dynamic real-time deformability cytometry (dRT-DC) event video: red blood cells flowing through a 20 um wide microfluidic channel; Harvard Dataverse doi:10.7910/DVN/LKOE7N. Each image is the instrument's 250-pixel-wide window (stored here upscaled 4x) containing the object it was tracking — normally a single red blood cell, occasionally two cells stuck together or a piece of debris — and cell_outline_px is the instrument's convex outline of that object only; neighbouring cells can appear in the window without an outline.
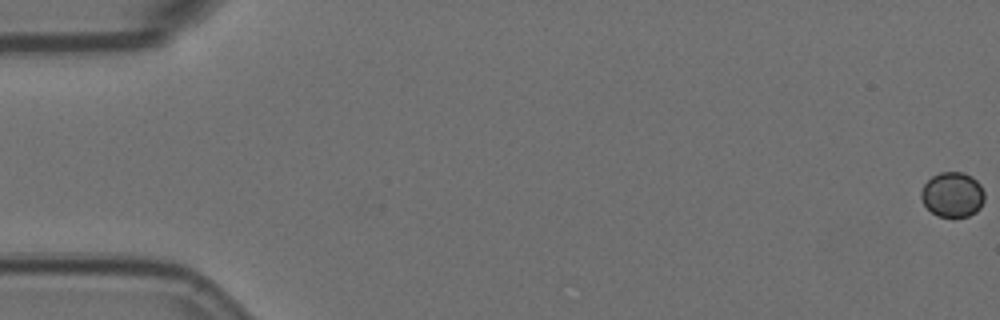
{"species": "Egyptian fruit bat (a non-hibernating species)", "species_latin": "Rousettus aegyptiacus", "temperature_condition": "room temperature", "stored_images_in_passage": 15, "camera_frame_rate_fps": 3000, "um_per_image_px": 0.085, "animal": {"sex": "female"}, "frame": {"image": 1, "passage_image": 1, "time_ms": 0.0, "image_size_px": [1000, 320], "cell_outline_px": [[984, 200], [980, 208], [976, 212], [968, 216], [936, 216], [920, 200], [920, 192], [924, 184], [932, 176], [940, 172], [964, 172], [972, 176], [980, 184], [984, 192]], "centroid_in_image_um": [80.96, 16.53], "position_along_channel_um": 4.0, "area_um2": 16.7}}
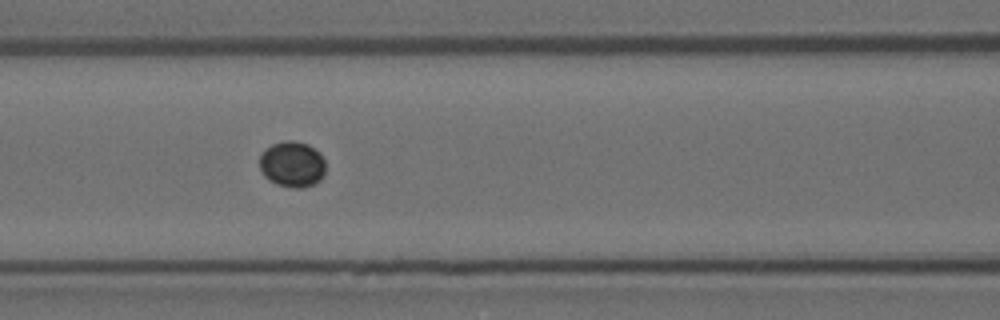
{"frame": {"image": 2, "passage_image": 7, "time_ms": 2.0, "image_size_px": [1000, 320], "cell_outline_px": [[324, 176], [320, 180], [304, 188], [292, 188], [276, 184], [264, 176], [260, 168], [260, 156], [264, 148], [272, 144], [284, 140], [292, 140], [308, 144], [320, 152], [324, 160]], "centroid_in_image_um": [24.83, 13.95], "position_along_channel_um": 141.8, "area_um2": 17.8}}
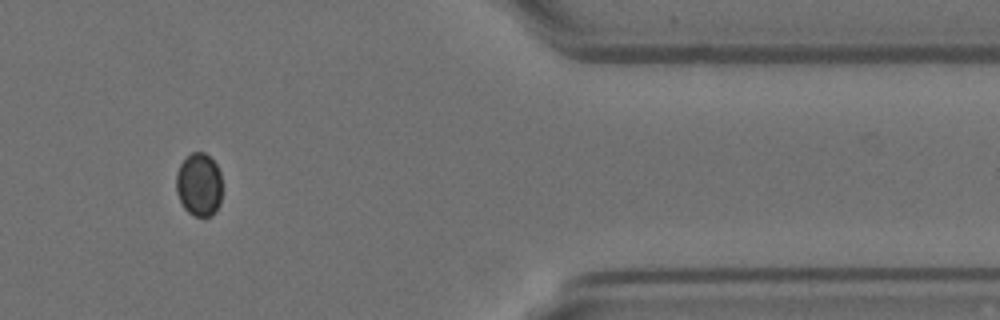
{"frame": {"image": 3, "passage_image": 13, "time_ms": 4.0, "image_size_px": [1000, 320], "cell_outline_px": [[220, 204], [216, 212], [212, 216], [192, 216], [184, 208], [176, 192], [176, 172], [180, 164], [192, 152], [204, 152], [216, 164], [220, 172]], "centroid_in_image_um": [16.9, 15.71], "position_along_channel_um": 394.5, "area_um2": 16.94}}